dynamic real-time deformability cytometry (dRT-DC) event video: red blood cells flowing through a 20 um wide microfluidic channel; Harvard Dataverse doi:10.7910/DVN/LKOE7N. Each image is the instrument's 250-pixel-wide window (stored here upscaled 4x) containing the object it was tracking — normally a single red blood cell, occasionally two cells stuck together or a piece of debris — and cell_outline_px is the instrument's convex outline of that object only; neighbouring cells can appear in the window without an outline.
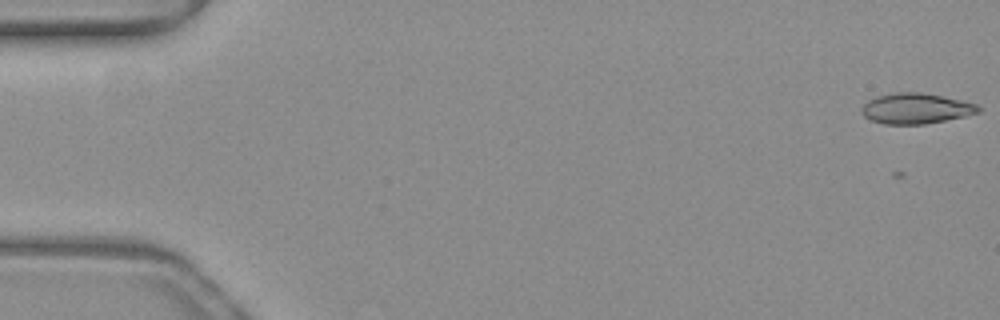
{"species": "common noctule bat (a hibernating species)", "species_latin": "Nyctalus noctula", "temperature_condition": "warm", "stored_images_in_passage": 45, "camera_frame_rate_fps": 3000, "um_per_image_px": 0.085, "animal": {"sex": "female", "body_mass_g": 19.3, "forearm_length_mm": 54.1}, "frame": {"image": 1, "passage_image": 4, "time_ms": 1.0, "image_size_px": [1000, 320], "cell_outline_px": [[984, 108], [980, 112], [964, 116], [924, 124], [884, 124], [872, 120], [864, 116], [860, 112], [860, 108], [868, 100], [876, 96], [896, 92], [916, 92], [940, 96], [960, 100], [976, 104]], "centroid_in_image_um": [77.83, 9.22], "position_along_channel_um": 7.2, "area_um2": 20.63}}
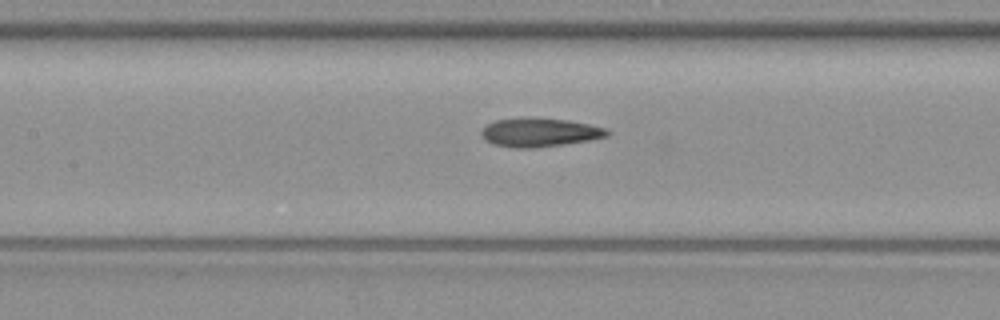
{"frame": {"image": 2, "passage_image": 27, "time_ms": 8.667, "image_size_px": [1000, 320], "cell_outline_px": [[612, 132], [608, 136], [588, 140], [536, 148], [516, 148], [492, 144], [484, 140], [480, 132], [488, 124], [496, 120], [524, 116], [536, 116], [568, 120], [588, 124], [604, 128]], "centroid_in_image_um": [45.84, 11.23], "position_along_channel_um": 161.6, "area_um2": 21.39}}
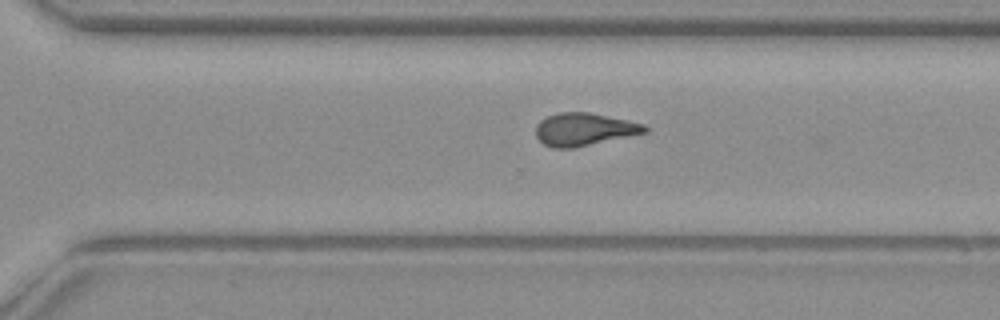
{"frame": {"image": 3, "passage_image": 39, "time_ms": 12.667, "image_size_px": [1000, 320], "cell_outline_px": [[648, 132], [572, 148], [552, 148], [544, 144], [536, 136], [536, 124], [540, 120], [556, 112], [588, 112], [628, 120], [644, 124], [648, 128]], "centroid_in_image_um": [49.63, 10.98], "position_along_channel_um": 321.0, "area_um2": 20.69}, "authors_computed_cell_mechanics": {"area_um2": 20.9236, "velocity_mm_per_s": 3.9992, "shape_relaxation_time_tau1_ms": 9.1723, "shape_relaxation_time_tau2_ms": 2.6182, "deformation_change_tau1": 0.2456, "deformation_change_tau2": 0.1065}}